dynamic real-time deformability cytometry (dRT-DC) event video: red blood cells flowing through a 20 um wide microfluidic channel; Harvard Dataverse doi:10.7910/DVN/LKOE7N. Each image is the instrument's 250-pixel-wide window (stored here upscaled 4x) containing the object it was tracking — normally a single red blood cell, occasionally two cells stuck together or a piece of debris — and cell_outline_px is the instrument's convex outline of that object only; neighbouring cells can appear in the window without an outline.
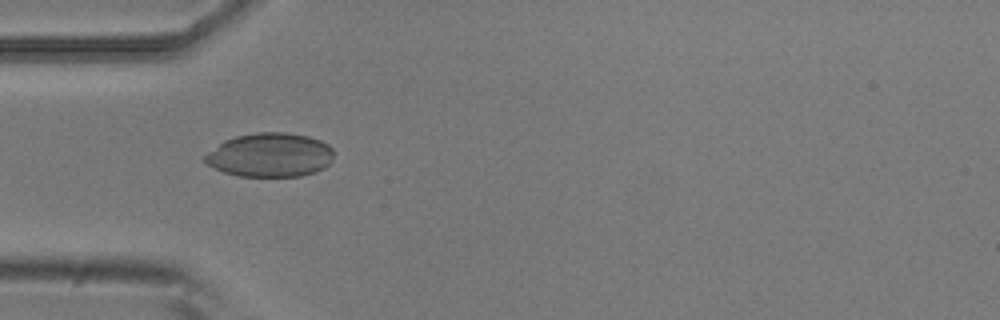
{"species": "common noctule bat (a hibernating species)", "species_latin": "Nyctalus noctula", "temperature_condition": "room temperature", "stored_images_in_passage": 6, "camera_frame_rate_fps": 3000, "um_per_image_px": 0.085, "animal": {"sex": "male", "body_mass_g": 20.5, "forearm_length_mm": 52.5}, "frame": {"image": 1, "passage_image": 5, "time_ms": 1.333, "image_size_px": [1000, 320], "cell_outline_px": [[332, 160], [324, 168], [300, 176], [240, 176], [224, 172], [208, 164], [204, 160], [204, 156], [208, 152], [224, 140], [236, 136], [260, 132], [284, 132], [308, 136], [320, 140], [328, 144], [332, 148]], "centroid_in_image_um": [22.96, 13.16], "position_along_channel_um": 62.0, "area_um2": 32.77}}
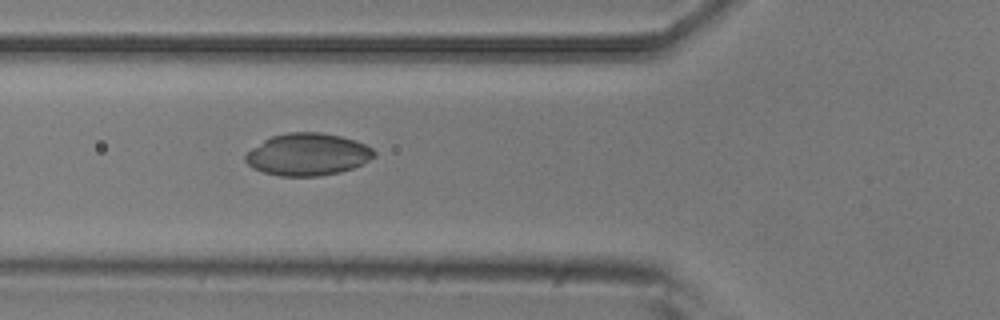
{"frame": {"image": 2, "passage_image": 6, "time_ms": 1.667, "image_size_px": [1000, 320], "cell_outline_px": [[376, 156], [364, 164], [340, 172], [320, 176], [280, 176], [264, 172], [252, 168], [244, 160], [244, 156], [252, 148], [264, 140], [272, 136], [288, 132], [320, 132], [340, 136], [356, 140], [372, 148], [376, 152]], "centroid_in_image_um": [26.17, 13.13], "position_along_channel_um": 99.6, "area_um2": 31.79}}